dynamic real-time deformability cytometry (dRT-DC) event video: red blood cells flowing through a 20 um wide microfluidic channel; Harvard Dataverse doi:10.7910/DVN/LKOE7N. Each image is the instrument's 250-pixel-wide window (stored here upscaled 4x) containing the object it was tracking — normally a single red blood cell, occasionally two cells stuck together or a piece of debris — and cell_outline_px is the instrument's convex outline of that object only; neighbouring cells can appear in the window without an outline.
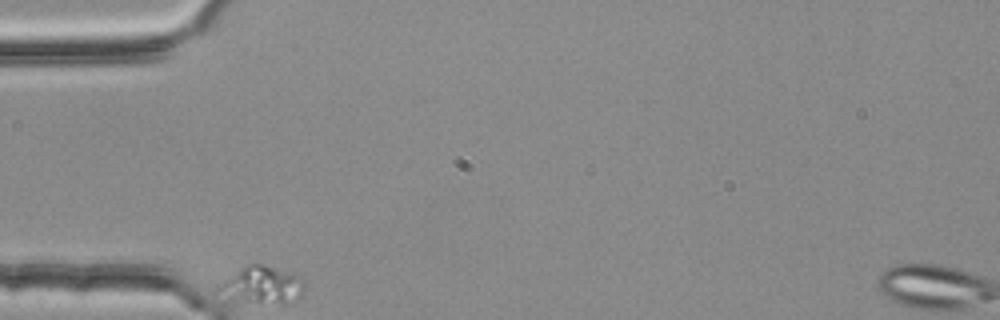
{"species": "common noctule bat (a hibernating species)", "species_latin": "Nyctalus noctula", "temperature_condition": "room temperature", "stored_images_in_passage": 3, "camera_frame_rate_fps": 3000, "um_per_image_px": 0.085, "animal": {"sex": "female", "body_mass_g": 25.1}, "frame": {"image": 1, "passage_image": 1, "time_ms": 0.0, "image_size_px": [1000, 320], "cell_outline_px": [[304, 300], [288, 304], [260, 304], [248, 300], [216, 288], [240, 268], [248, 264], [264, 264], [304, 276]], "centroid_in_image_um": [22.55, 24.22], "position_along_channel_um": 62.4, "area_um2": 18.44}}